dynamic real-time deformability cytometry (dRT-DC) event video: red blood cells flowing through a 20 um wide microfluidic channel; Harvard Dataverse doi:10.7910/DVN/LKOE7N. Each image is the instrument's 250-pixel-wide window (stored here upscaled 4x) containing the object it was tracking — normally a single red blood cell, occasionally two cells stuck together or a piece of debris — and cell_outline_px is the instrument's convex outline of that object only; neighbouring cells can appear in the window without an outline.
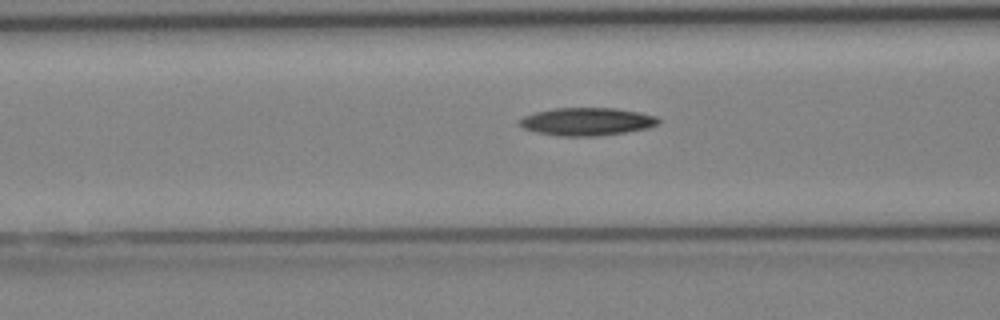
{"species": "Egyptian fruit bat (a non-hibernating species)", "species_latin": "Rousettus aegyptiacus", "temperature_condition": "cold", "stored_images_in_passage": 5, "segment_of_instrument_passage": [2, 2], "camera_frame_rate_fps": 3000, "um_per_image_px": 0.085, "animal": {"sex": "female"}, "frame": {"image": 1, "passage_image": 5, "time_ms": 4.667, "image_size_px": [1000, 320], "cell_outline_px": [[660, 124], [648, 128], [624, 132], [596, 136], [560, 136], [536, 132], [524, 128], [520, 124], [520, 120], [524, 116], [536, 112], [556, 108], [616, 108], [640, 112], [656, 116], [660, 120]], "centroid_in_image_um": [49.93, 10.33], "position_along_channel_um": 116.7, "area_um2": 22.43}}